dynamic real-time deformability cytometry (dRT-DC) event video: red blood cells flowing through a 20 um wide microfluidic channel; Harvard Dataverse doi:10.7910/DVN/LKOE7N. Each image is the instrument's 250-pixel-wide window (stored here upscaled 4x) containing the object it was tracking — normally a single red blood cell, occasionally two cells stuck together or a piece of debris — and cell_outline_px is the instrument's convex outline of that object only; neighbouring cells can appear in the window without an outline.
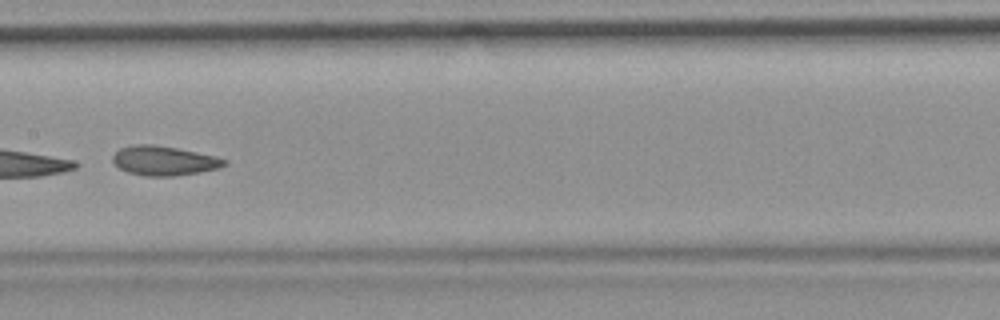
{"species": "common noctule bat (a hibernating species)", "species_latin": "Nyctalus noctula", "temperature_condition": "room temperature", "stored_images_in_passage": 15, "camera_frame_rate_fps": 3000, "um_per_image_px": 0.085, "animal": {"sex": "female", "body_mass_g": 19.9}, "frame": {"image": 1, "passage_image": 7, "time_ms": 8.0, "image_size_px": [1000, 320], "cell_outline_px": [[228, 164], [220, 168], [200, 172], [172, 176], [144, 176], [128, 172], [120, 168], [112, 160], [112, 156], [120, 148], [136, 144], [152, 144], [176, 148], [216, 156], [228, 160]], "centroid_in_image_um": [13.97, 13.66], "position_along_channel_um": 193.4, "area_um2": 19.13}}
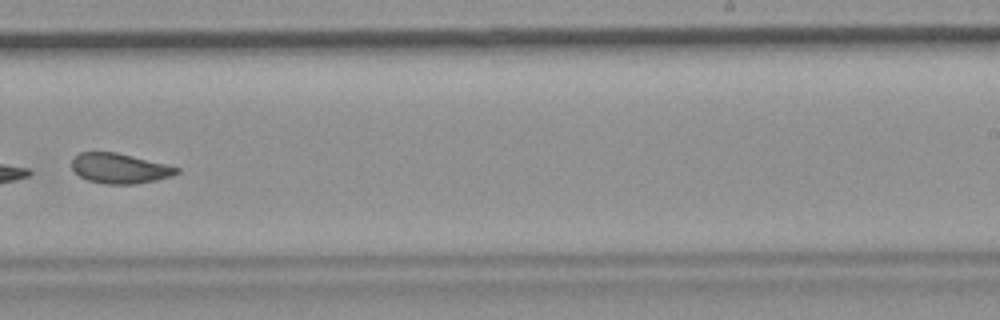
{"frame": {"image": 2, "passage_image": 9, "time_ms": 10.333, "image_size_px": [1000, 320], "cell_outline_px": [[180, 172], [172, 176], [156, 180], [136, 184], [108, 184], [88, 180], [80, 176], [72, 168], [72, 156], [80, 152], [116, 152], [168, 164], [180, 168]], "centroid_in_image_um": [10.19, 14.3], "position_along_channel_um": 278.8, "area_um2": 18.5}}